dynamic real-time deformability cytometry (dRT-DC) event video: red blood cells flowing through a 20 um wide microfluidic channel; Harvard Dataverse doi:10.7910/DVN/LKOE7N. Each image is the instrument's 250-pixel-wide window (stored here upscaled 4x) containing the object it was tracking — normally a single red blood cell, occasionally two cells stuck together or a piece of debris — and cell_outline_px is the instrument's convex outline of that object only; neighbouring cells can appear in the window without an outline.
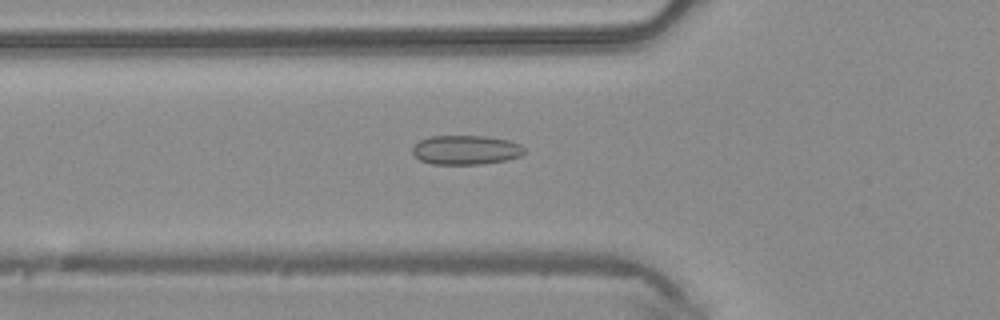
{"species": "common noctule bat (a hibernating species)", "species_latin": "Nyctalus noctula", "temperature_condition": "warm", "stored_images_in_passage": 44, "camera_frame_rate_fps": 3000, "um_per_image_px": 0.085, "animal": {"sex": "male", "body_mass_g": 20.4}, "frame": {"image": 1, "passage_image": 14, "time_ms": 4.333, "image_size_px": [1000, 320], "cell_outline_px": [[524, 152], [520, 156], [504, 160], [480, 164], [432, 164], [420, 160], [412, 152], [412, 148], [420, 140], [432, 136], [488, 136], [508, 140], [520, 144], [524, 148]], "centroid_in_image_um": [39.59, 12.74], "position_along_channel_um": 86.2, "area_um2": 18.96}}
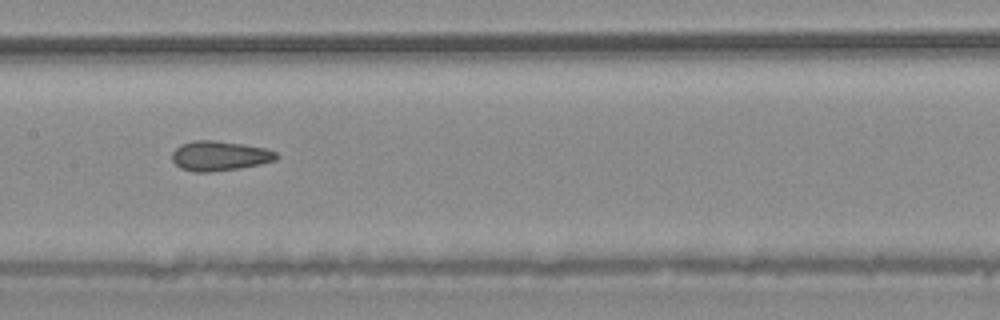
{"frame": {"image": 2, "passage_image": 21, "time_ms": 6.667, "image_size_px": [1000, 320], "cell_outline_px": [[280, 156], [276, 160], [260, 164], [240, 168], [208, 172], [196, 172], [180, 168], [172, 160], [172, 152], [180, 144], [196, 140], [212, 140], [244, 144], [268, 148], [276, 152]], "centroid_in_image_um": [18.69, 13.24], "position_along_channel_um": 188.7, "area_um2": 18.21}}
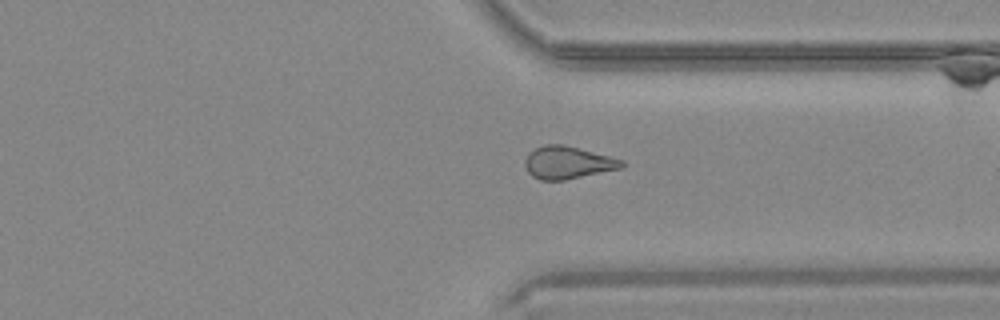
{"frame": {"image": 3, "passage_image": 33, "time_ms": 10.667, "image_size_px": [1000, 320], "cell_outline_px": [[624, 168], [564, 180], [540, 180], [532, 176], [528, 172], [524, 164], [524, 160], [528, 152], [544, 144], [564, 144], [624, 160]], "centroid_in_image_um": [48.25, 13.82], "position_along_channel_um": 363.2, "area_um2": 18.5}}